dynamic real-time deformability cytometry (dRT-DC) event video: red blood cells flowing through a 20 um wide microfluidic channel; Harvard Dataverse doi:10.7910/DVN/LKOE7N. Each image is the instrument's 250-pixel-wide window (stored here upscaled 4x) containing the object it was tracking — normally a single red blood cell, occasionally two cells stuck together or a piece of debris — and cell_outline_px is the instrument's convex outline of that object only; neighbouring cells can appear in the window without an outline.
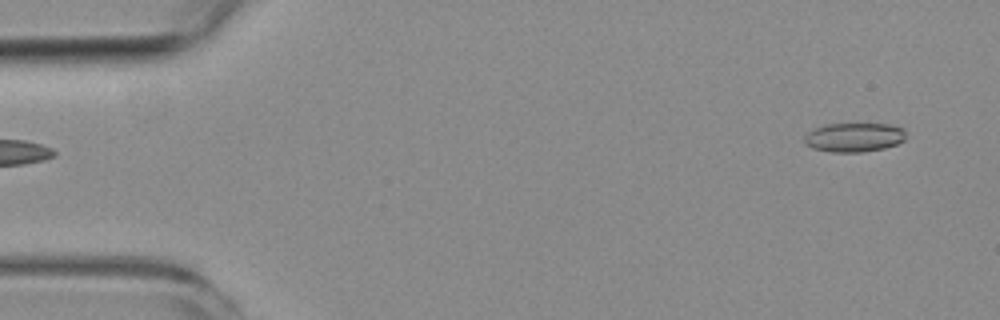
{"species": "common noctule bat (a hibernating species)", "species_latin": "Nyctalus noctula", "temperature_condition": "room temperature", "stored_images_in_passage": 5, "segment_of_instrument_passage": [2, 2], "camera_frame_rate_fps": 3000, "um_per_image_px": 0.085, "animal": {"sex": "female", "body_mass_g": 19.3, "forearm_length_mm": 54.1}, "frame": {"image": 1, "passage_image": 5, "time_ms": 4.667, "image_size_px": [1000, 320], "cell_outline_px": [[904, 140], [896, 144], [884, 148], [860, 152], [828, 152], [812, 148], [804, 144], [804, 136], [808, 132], [824, 124], [888, 124], [904, 128]], "centroid_in_image_um": [72.56, 11.67], "position_along_channel_um": 12.4, "area_um2": 17.22}}